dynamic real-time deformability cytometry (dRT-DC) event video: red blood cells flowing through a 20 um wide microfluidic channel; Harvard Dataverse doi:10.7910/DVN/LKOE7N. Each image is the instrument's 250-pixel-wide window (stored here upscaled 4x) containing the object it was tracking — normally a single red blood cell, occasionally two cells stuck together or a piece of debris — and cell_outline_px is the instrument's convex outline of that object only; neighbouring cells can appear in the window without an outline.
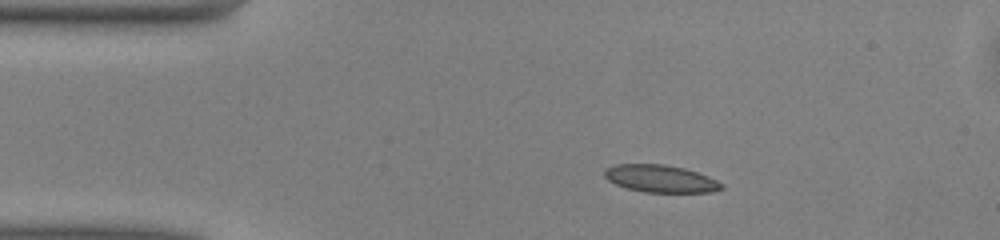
{"species": "common noctule bat (a hibernating species)", "species_latin": "Nyctalus noctula", "temperature_condition": "warm", "stored_images_in_passage": 42, "camera_frame_rate_fps": 3000, "um_per_image_px": 0.085, "animal": {"sex": "male", "body_mass_g": 13.0, "forearm_length_mm": 53.1}, "frame": {"image": 1, "passage_image": 1, "time_ms": 0.0, "image_size_px": [1000, 240], "cell_outline_px": [[724, 188], [712, 192], [644, 192], [628, 188], [616, 184], [608, 180], [604, 176], [604, 172], [608, 168], [616, 164], [664, 164], [684, 168], [708, 176], [724, 184]], "centroid_in_image_um": [56.17, 15.19], "position_along_channel_um": 28.8, "area_um2": 18.55}}
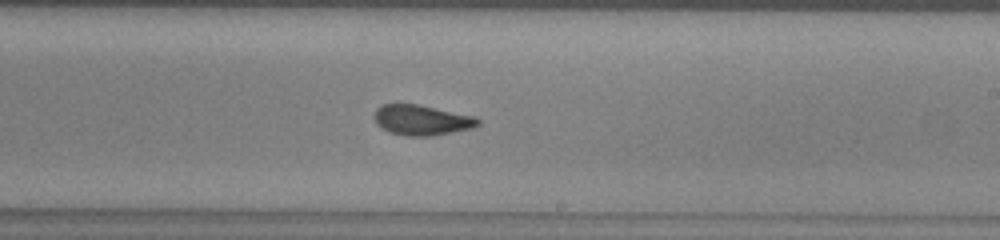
{"frame": {"image": 2, "passage_image": 21, "time_ms": 6.667, "image_size_px": [1000, 240], "cell_outline_px": [[480, 124], [472, 128], [432, 136], [408, 136], [388, 132], [380, 128], [376, 124], [376, 108], [380, 104], [416, 104], [476, 116], [480, 120]], "centroid_in_image_um": [35.85, 10.21], "position_along_channel_um": 253.1, "area_um2": 18.32}}
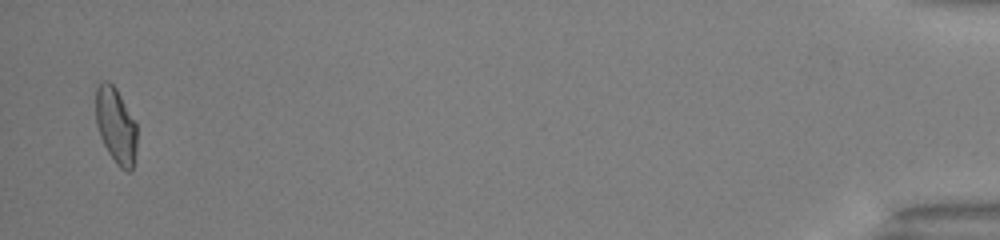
{"frame": {"image": 3, "passage_image": 41, "time_ms": 13.333, "image_size_px": [1000, 240], "cell_outline_px": [[136, 152], [132, 172], [128, 172], [120, 168], [116, 164], [108, 152], [100, 136], [96, 124], [96, 88], [100, 80], [108, 80], [116, 88], [136, 124]], "centroid_in_image_um": [9.84, 10.69], "position_along_channel_um": 425.4, "area_um2": 18.26}, "authors_computed_cell_mechanics": {"area_um2": 18.4382, "velocity_mm_per_s": 4.0648, "shape_relaxation_time_tau1_ms": 4.0725, "shape_relaxation_time_tau2_ms": 1.3298, "deformation_change_tau1": 0.1412, "deformation_change_tau2": 0.076}}